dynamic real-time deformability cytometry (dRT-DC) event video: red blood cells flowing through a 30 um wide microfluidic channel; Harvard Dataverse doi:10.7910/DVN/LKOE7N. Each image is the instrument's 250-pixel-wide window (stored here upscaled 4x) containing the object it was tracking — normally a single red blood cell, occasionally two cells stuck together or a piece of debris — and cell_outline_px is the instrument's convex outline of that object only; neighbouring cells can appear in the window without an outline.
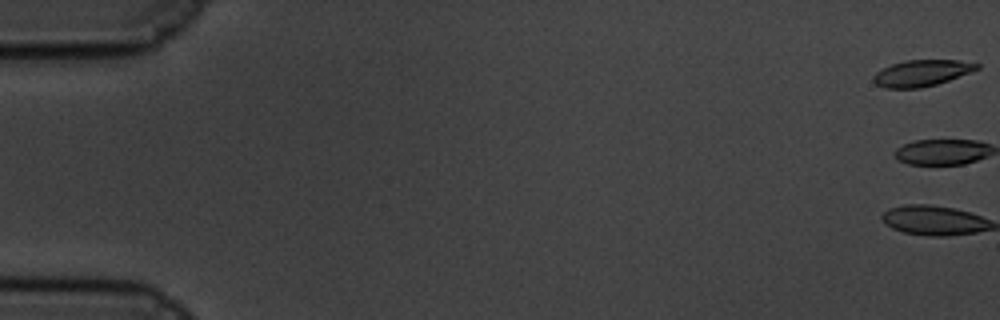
{"species": "common noctule bat (a hibernating species)", "species_latin": "Nyctalus noctula", "temperature_condition": "cold", "stored_images_in_passage": 61, "camera_frame_rate_fps": 3000, "um_per_image_px": 0.085, "animal": {"sex": "male", "body_mass_g": 19.5, "forearm_length_mm": 54.6}, "frame": {"image": 1, "passage_image": 1, "time_ms": 0.0, "image_size_px": [1000, 320], "cell_outline_px": [[980, 68], [948, 80], [936, 84], [920, 88], [884, 88], [876, 84], [872, 80], [872, 76], [876, 72], [892, 64], [908, 60], [960, 60], [980, 64]], "centroid_in_image_um": [78.32, 6.21], "position_along_channel_um": 6.7, "area_um2": 15.72}}